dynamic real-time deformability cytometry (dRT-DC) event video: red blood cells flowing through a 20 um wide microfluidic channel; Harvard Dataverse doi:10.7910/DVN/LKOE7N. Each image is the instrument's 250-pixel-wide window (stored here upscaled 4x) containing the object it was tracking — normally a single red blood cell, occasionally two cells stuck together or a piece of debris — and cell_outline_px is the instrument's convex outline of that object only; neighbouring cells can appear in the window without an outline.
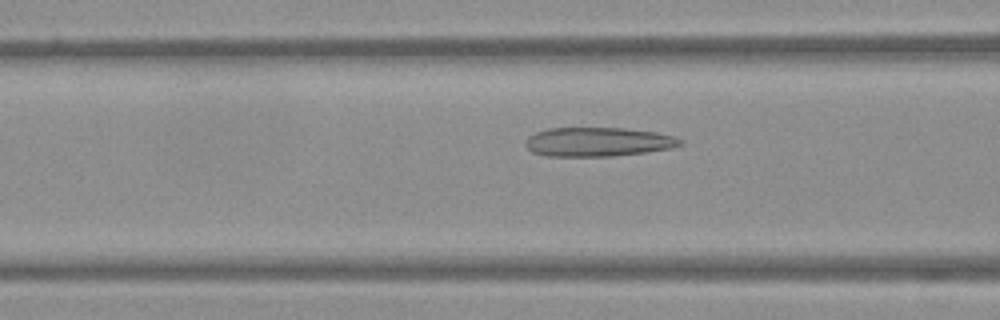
{"species": "Egyptian fruit bat (a non-hibernating species)", "species_latin": "Rousettus aegyptiacus", "temperature_condition": "warm", "stored_images_in_passage": 37, "camera_frame_rate_fps": 3000, "um_per_image_px": 0.085, "frame": {"image": 1, "passage_image": 21, "time_ms": 6.667, "image_size_px": [1000, 320], "cell_outline_px": [[684, 144], [672, 148], [644, 152], [612, 156], [548, 156], [532, 152], [524, 144], [524, 140], [528, 136], [536, 132], [548, 128], [624, 128], [656, 132], [676, 136], [684, 140]], "centroid_in_image_um": [50.85, 12.05], "position_along_channel_um": 115.8, "area_um2": 26.41}}
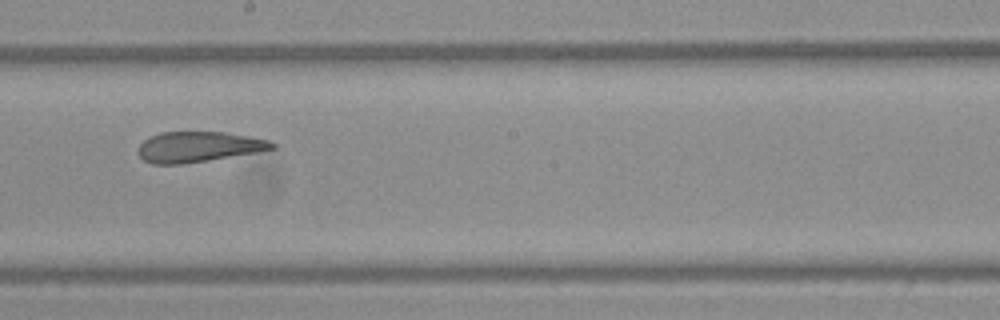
{"frame": {"image": 2, "passage_image": 30, "time_ms": 9.667, "image_size_px": [1000, 320], "cell_outline_px": [[276, 148], [208, 160], [180, 164], [152, 164], [144, 160], [140, 156], [140, 144], [144, 140], [160, 132], [224, 132], [248, 136], [268, 140], [276, 144]], "centroid_in_image_um": [16.86, 12.47], "position_along_channel_um": 231.3, "area_um2": 23.29}}
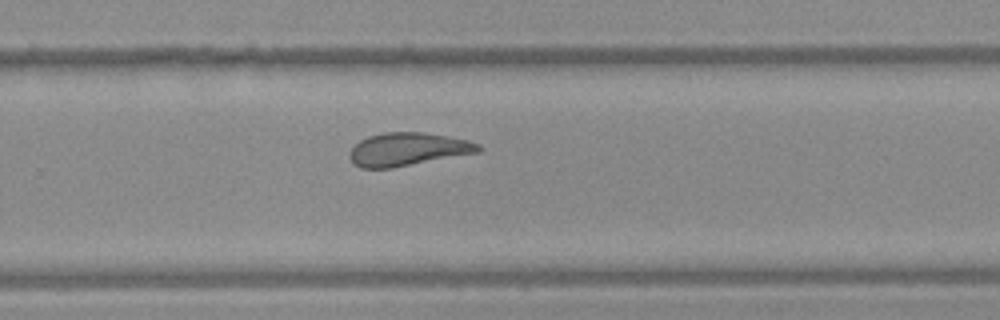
{"frame": {"image": 3, "passage_image": 35, "time_ms": 11.333, "image_size_px": [1000, 320], "cell_outline_px": [[484, 148], [480, 152], [392, 168], [360, 168], [348, 156], [348, 152], [360, 140], [368, 136], [384, 132], [424, 132], [448, 136], [468, 140], [480, 144]], "centroid_in_image_um": [34.69, 12.68], "position_along_channel_um": 295.1, "area_um2": 24.97}}